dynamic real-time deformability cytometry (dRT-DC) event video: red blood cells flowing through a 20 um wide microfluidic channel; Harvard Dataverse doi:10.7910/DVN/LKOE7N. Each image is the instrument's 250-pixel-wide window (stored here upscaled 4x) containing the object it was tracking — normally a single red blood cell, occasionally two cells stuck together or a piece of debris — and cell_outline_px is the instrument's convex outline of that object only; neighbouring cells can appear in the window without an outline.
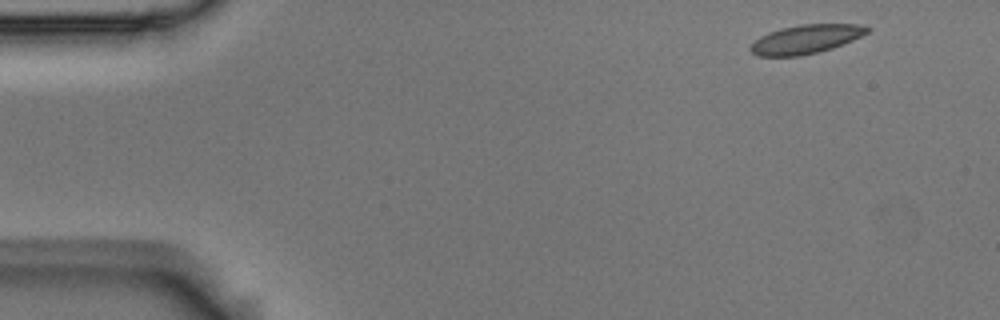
{"species": "Egyptian fruit bat (a non-hibernating species)", "species_latin": "Rousettus aegyptiacus", "temperature_condition": "room temperature", "stored_images_in_passage": 4, "camera_frame_rate_fps": 3000, "um_per_image_px": 0.085, "animal": {"sex": "male"}, "frame": {"image": 1, "passage_image": 1, "time_ms": 0.0, "image_size_px": [1000, 320], "cell_outline_px": [[872, 28], [868, 32], [852, 40], [832, 48], [820, 52], [800, 56], [756, 56], [748, 48], [760, 36], [768, 32], [780, 28], [800, 24], [860, 24]], "centroid_in_image_um": [68.49, 3.33], "position_along_channel_um": 16.5, "area_um2": 19.71}}
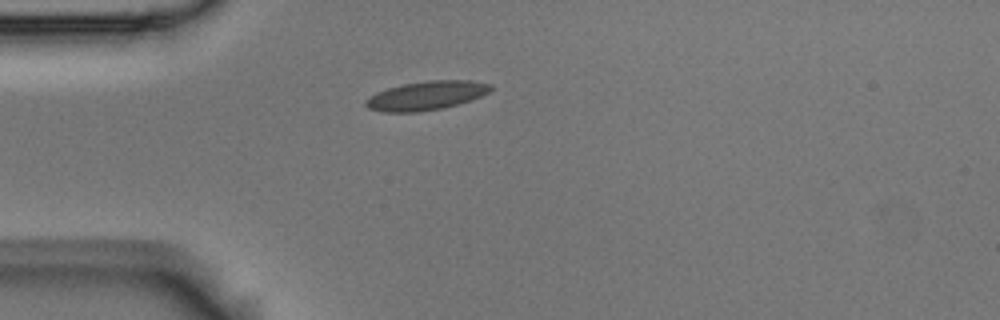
{"frame": {"image": 2, "passage_image": 4, "time_ms": 1.0, "image_size_px": [1000, 320], "cell_outline_px": [[492, 88], [488, 92], [472, 100], [440, 108], [416, 112], [380, 112], [368, 108], [364, 104], [364, 100], [376, 92], [388, 88], [404, 84], [428, 80], [468, 80], [492, 84]], "centroid_in_image_um": [36.2, 8.12], "position_along_channel_um": 48.8, "area_um2": 20.92}}